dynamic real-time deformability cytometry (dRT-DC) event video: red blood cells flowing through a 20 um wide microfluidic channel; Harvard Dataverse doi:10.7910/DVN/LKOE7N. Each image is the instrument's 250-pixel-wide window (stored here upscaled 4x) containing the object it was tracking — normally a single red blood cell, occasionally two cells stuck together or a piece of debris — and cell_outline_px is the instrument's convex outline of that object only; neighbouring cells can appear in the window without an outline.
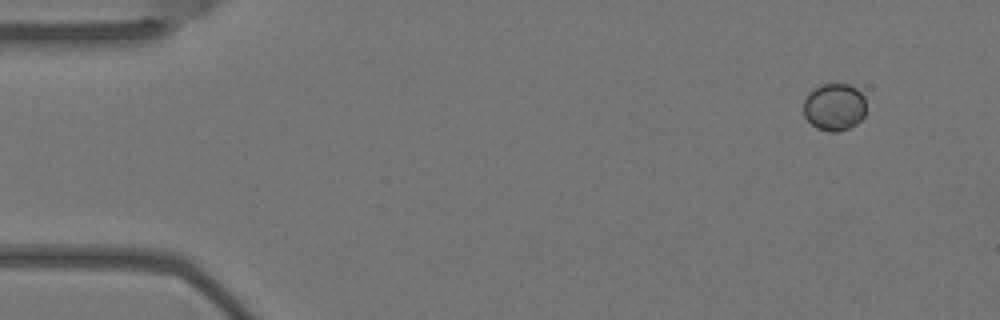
{"species": "Egyptian fruit bat (a non-hibernating species)", "species_latin": "Rousettus aegyptiacus", "temperature_condition": "warm", "stored_images_in_passage": 5, "camera_frame_rate_fps": 3000, "um_per_image_px": 0.085, "animal": {"sex": "female"}, "frame": {"image": 1, "passage_image": 1, "time_ms": 0.0, "image_size_px": [1000, 320], "cell_outline_px": [[864, 116], [856, 124], [848, 128], [836, 132], [828, 132], [816, 128], [804, 116], [804, 100], [808, 92], [812, 88], [824, 84], [848, 84], [856, 88], [864, 96]], "centroid_in_image_um": [70.89, 9.09], "position_along_channel_um": 14.1, "area_um2": 17.28}}
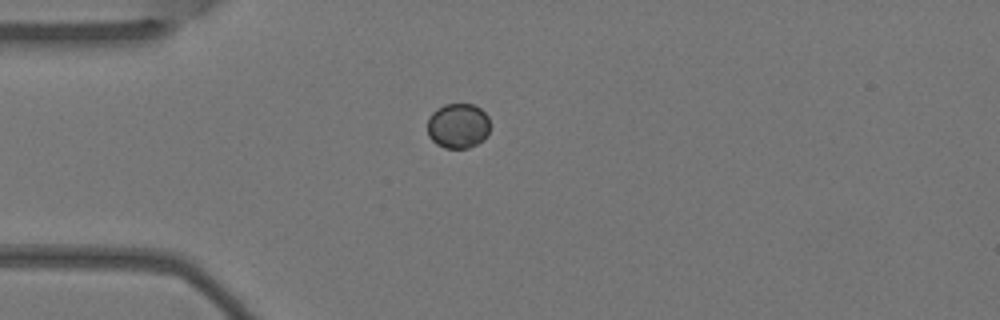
{"frame": {"image": 2, "passage_image": 4, "time_ms": 1.0, "image_size_px": [1000, 320], "cell_outline_px": [[488, 136], [484, 140], [468, 148], [444, 148], [436, 144], [428, 136], [428, 116], [436, 108], [444, 104], [472, 104], [480, 108], [488, 116]], "centroid_in_image_um": [38.91, 10.69], "position_along_channel_um": 46.1, "area_um2": 16.59}}
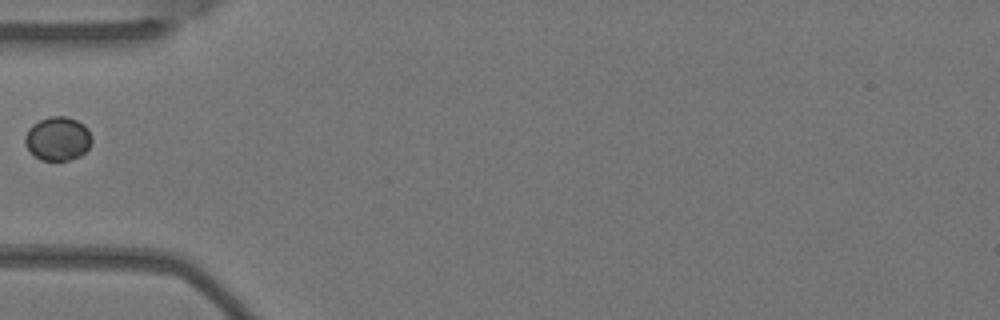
{"frame": {"image": 3, "passage_image": 5, "time_ms": 1.333, "image_size_px": [1000, 320], "cell_outline_px": [[92, 140], [88, 148], [80, 156], [68, 160], [40, 160], [28, 148], [24, 140], [24, 136], [28, 128], [32, 124], [48, 116], [64, 116], [76, 120], [84, 124], [88, 128], [92, 136]], "centroid_in_image_um": [4.92, 11.77], "position_along_channel_um": 80.1, "area_um2": 17.05}}